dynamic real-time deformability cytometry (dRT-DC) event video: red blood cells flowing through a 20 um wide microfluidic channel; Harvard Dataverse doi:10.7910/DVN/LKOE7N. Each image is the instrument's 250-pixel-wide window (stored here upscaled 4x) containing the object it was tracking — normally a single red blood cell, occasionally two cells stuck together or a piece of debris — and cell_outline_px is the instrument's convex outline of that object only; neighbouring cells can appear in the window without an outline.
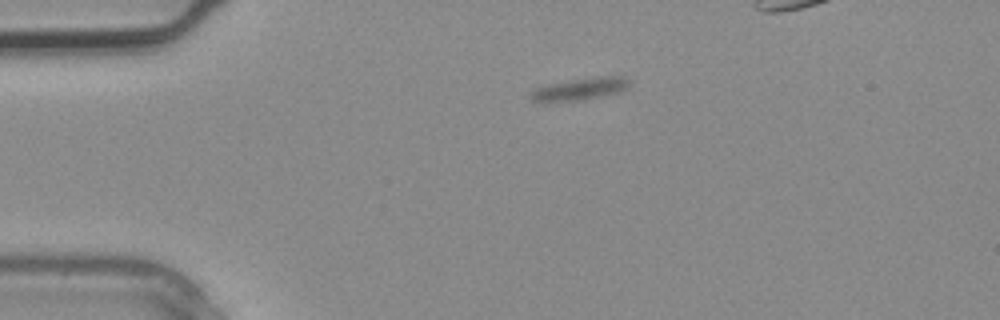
{"species": "common noctule bat (a hibernating species)", "species_latin": "Nyctalus noctula", "temperature_condition": "warm", "stored_images_in_passage": 3, "camera_frame_rate_fps": 3000, "um_per_image_px": 0.085, "animal": {"sex": "male", "body_mass_g": 20.4}, "frame": {"image": 1, "passage_image": 1, "time_ms": 0.0, "image_size_px": [1000, 320], "cell_outline_px": [[628, 84], [620, 92], [576, 100], [540, 104], [532, 100], [532, 92], [536, 88], [548, 84], [572, 80], [600, 76], [624, 76], [628, 80]], "centroid_in_image_um": [49.22, 7.58], "position_along_channel_um": 35.8, "area_um2": 12.54}}